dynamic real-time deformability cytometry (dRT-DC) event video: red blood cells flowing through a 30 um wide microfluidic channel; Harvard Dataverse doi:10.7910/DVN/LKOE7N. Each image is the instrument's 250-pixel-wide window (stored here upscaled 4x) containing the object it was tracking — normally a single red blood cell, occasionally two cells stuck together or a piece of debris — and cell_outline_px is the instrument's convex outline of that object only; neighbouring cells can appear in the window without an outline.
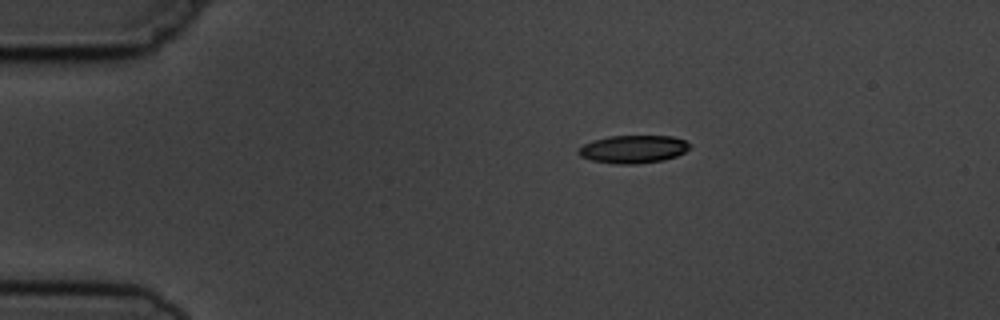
{"species": "common noctule bat (a hibernating species)", "species_latin": "Nyctalus noctula", "temperature_condition": "cold", "stored_images_in_passage": 5, "camera_frame_rate_fps": 3000, "um_per_image_px": 0.085, "animal": {"sex": "male", "body_mass_g": 19.5, "forearm_length_mm": 54.6}, "frame": {"image": 1, "passage_image": 1, "time_ms": 0.0, "image_size_px": [1000, 320], "cell_outline_px": [[692, 144], [684, 152], [676, 156], [664, 160], [636, 164], [616, 164], [592, 160], [580, 156], [576, 152], [584, 144], [592, 140], [608, 136], [672, 136], [684, 140]], "centroid_in_image_um": [53.82, 12.68], "position_along_channel_um": 31.2, "area_um2": 18.09}}
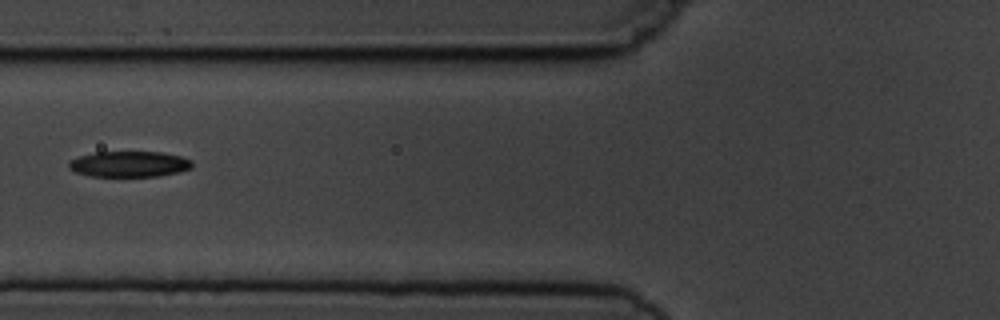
{"frame": {"image": 2, "passage_image": 4, "time_ms": 3.667, "image_size_px": [1000, 320], "cell_outline_px": [[192, 168], [180, 172], [160, 176], [88, 176], [76, 172], [68, 168], [68, 164], [72, 160], [80, 156], [96, 152], [160, 152], [180, 156], [192, 160]], "centroid_in_image_um": [11.01, 13.95], "position_along_channel_um": 114.8, "area_um2": 18.5}}
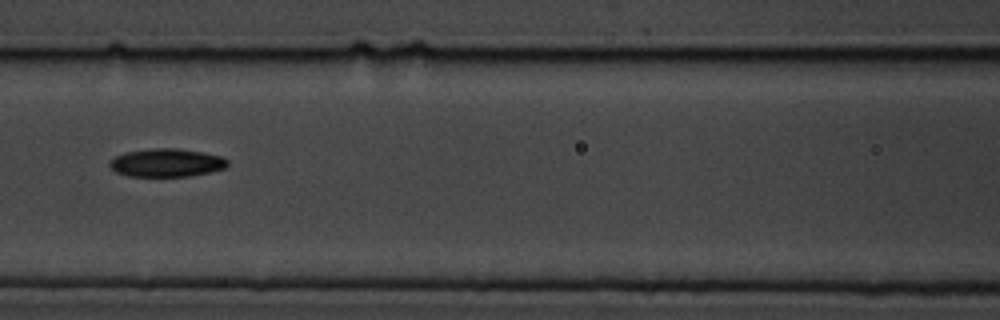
{"frame": {"image": 3, "passage_image": 5, "time_ms": 4.667, "image_size_px": [1000, 320], "cell_outline_px": [[228, 164], [224, 168], [208, 172], [188, 176], [128, 176], [116, 172], [108, 164], [116, 156], [124, 152], [152, 148], [180, 148], [220, 156], [228, 160]], "centroid_in_image_um": [14.13, 13.82], "position_along_channel_um": 152.5, "area_um2": 19.19}}